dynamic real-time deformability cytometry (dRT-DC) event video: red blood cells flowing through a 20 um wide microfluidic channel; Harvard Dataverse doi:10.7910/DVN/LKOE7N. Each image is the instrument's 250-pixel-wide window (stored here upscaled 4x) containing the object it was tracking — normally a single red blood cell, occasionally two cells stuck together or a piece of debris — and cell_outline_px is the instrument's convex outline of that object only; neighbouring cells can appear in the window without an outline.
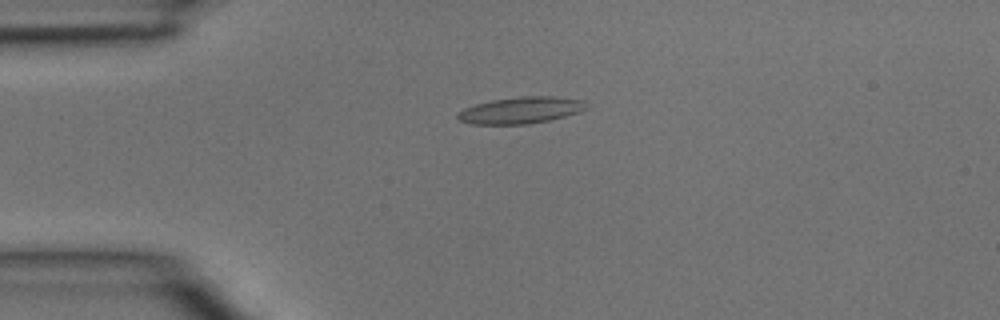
{"species": "common noctule bat (a hibernating species)", "species_latin": "Nyctalus noctula", "temperature_condition": "room temperature", "stored_images_in_passage": 2, "camera_frame_rate_fps": 3000, "um_per_image_px": 0.085, "animal": {"sex": "male", "body_mass_g": 15.6}, "frame": {"image": 1, "passage_image": 2, "time_ms": 0.333, "image_size_px": [1000, 320], "cell_outline_px": [[588, 108], [580, 112], [548, 120], [528, 124], [472, 124], [460, 120], [456, 116], [464, 108], [476, 104], [492, 100], [520, 96], [552, 96], [580, 100]], "centroid_in_image_um": [44.25, 9.37], "position_along_channel_um": 40.7, "area_um2": 19.65}}